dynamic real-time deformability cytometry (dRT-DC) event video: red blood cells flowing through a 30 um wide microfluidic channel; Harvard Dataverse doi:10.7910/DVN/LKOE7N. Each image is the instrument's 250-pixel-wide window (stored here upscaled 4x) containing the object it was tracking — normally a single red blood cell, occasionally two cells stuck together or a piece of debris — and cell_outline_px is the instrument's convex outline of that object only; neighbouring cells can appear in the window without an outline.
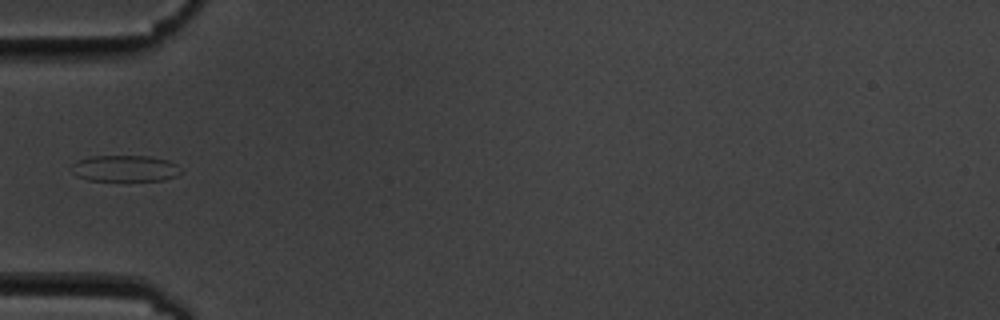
{"species": "common noctule bat (a hibernating species)", "species_latin": "Nyctalus noctula", "temperature_condition": "cold", "stored_images_in_passage": 14, "camera_frame_rate_fps": 3000, "um_per_image_px": 0.085, "animal": {"sex": "male", "body_mass_g": 19.5, "forearm_length_mm": 54.6}, "frame": {"image": 1, "passage_image": 5, "time_ms": 5.667, "image_size_px": [1000, 320], "cell_outline_px": [[184, 172], [176, 176], [164, 180], [88, 180], [76, 176], [72, 172], [72, 164], [76, 160], [92, 156], [152, 156], [168, 160], [176, 164]], "centroid_in_image_um": [10.64, 14.31], "position_along_channel_um": 74.4, "area_um2": 16.88}}
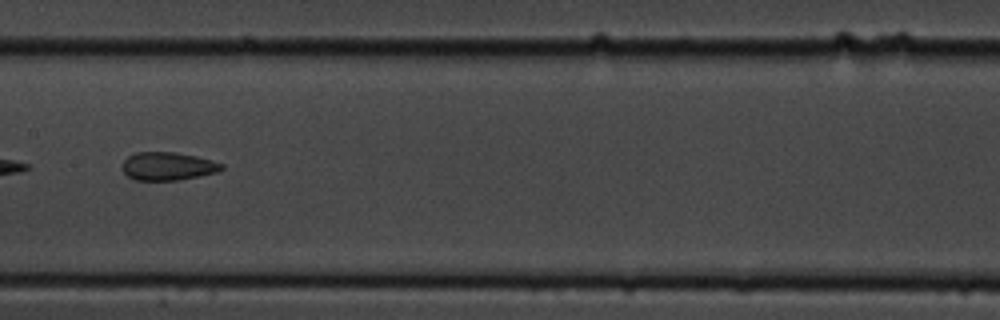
{"frame": {"image": 2, "passage_image": 8, "time_ms": 9.0, "image_size_px": [1000, 320], "cell_outline_px": [[224, 168], [216, 172], [180, 180], [136, 180], [128, 176], [124, 172], [124, 160], [128, 156], [136, 152], [176, 152], [196, 156], [212, 160], [224, 164]], "centroid_in_image_um": [14.29, 14.12], "position_along_channel_um": 193.1, "area_um2": 16.18}}
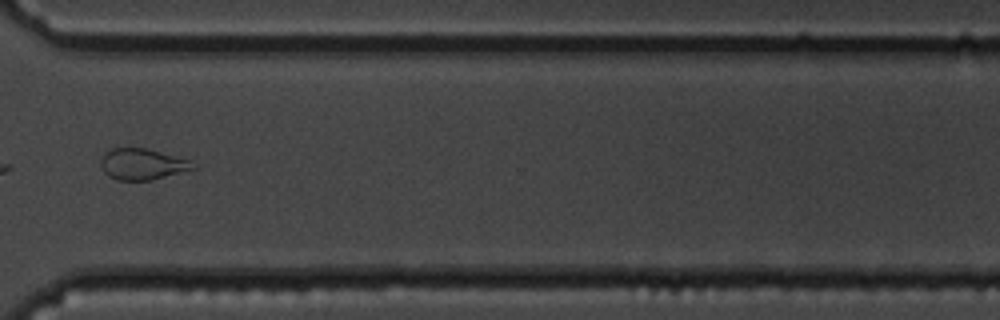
{"frame": {"image": 3, "passage_image": 12, "time_ms": 13.667, "image_size_px": [1000, 320], "cell_outline_px": [[196, 168], [152, 180], [116, 180], [108, 176], [104, 172], [100, 164], [100, 160], [104, 152], [112, 148], [144, 148], [188, 160]], "centroid_in_image_um": [12.01, 13.96], "position_along_channel_um": 358.6, "area_um2": 16.47}, "authors_computed_cell_mechanics": {"area_um2": 16.7909, "velocity_mm_per_s": 3.5606, "shape_relaxation_time_tau1_ms": 9.6819, "shape_relaxation_time_tau2_ms": 2.326, "deformation_change_tau1": 0.1952, "deformation_change_tau2": 0.0878}}